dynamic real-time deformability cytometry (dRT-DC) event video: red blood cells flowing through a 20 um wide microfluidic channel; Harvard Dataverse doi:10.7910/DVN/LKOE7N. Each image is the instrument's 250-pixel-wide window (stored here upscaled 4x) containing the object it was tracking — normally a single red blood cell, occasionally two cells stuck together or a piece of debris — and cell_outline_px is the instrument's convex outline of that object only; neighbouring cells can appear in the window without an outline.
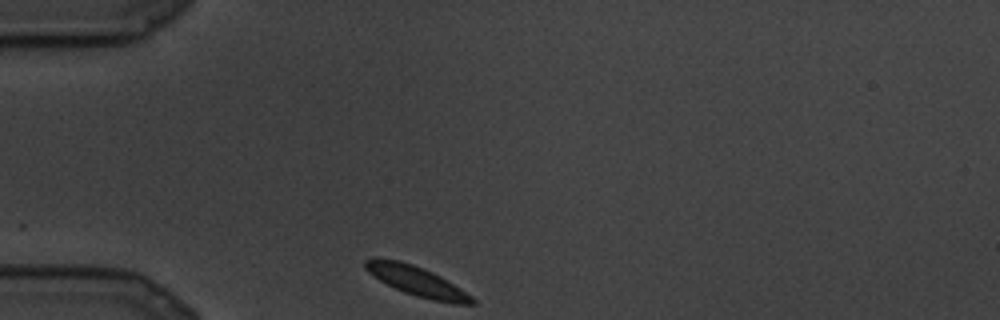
{"species": "common noctule bat (a hibernating species)", "species_latin": "Nyctalus noctula", "temperature_condition": "cold", "stored_images_in_passage": 4, "camera_frame_rate_fps": 3000, "um_per_image_px": 0.085, "animal": {"sex": "male", "body_mass_g": 19.5, "forearm_length_mm": 54.6}, "frame": {"image": 1, "passage_image": 1, "time_ms": 0.0, "image_size_px": [1000, 320], "cell_outline_px": [[476, 304], [452, 304], [432, 300], [416, 296], [404, 292], [380, 280], [368, 272], [364, 268], [364, 260], [376, 256], [380, 256], [400, 260], [412, 264], [432, 272], [440, 276], [460, 288], [472, 296], [476, 300]], "centroid_in_image_um": [35.4, 23.87], "position_along_channel_um": 49.6, "area_um2": 18.61}}
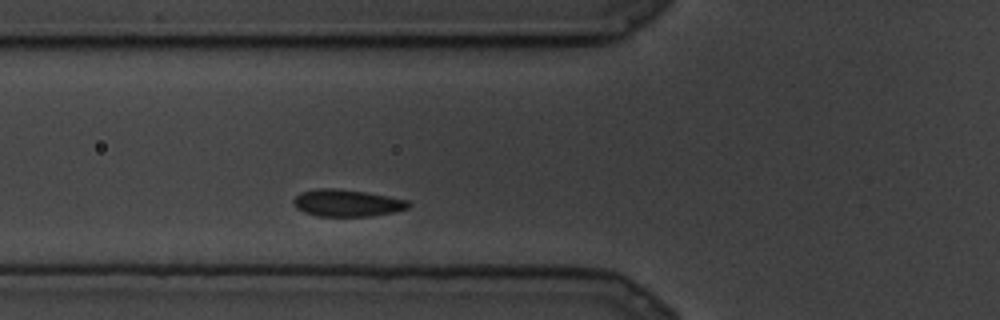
{"frame": {"image": 2, "passage_image": 4, "time_ms": 1.0, "image_size_px": [1000, 320], "cell_outline_px": [[412, 204], [408, 208], [392, 212], [372, 216], [316, 216], [304, 212], [296, 208], [292, 204], [292, 200], [300, 192], [316, 188], [336, 188], [368, 192], [408, 200]], "centroid_in_image_um": [29.47, 17.24], "position_along_channel_um": 96.3, "area_um2": 18.32}}